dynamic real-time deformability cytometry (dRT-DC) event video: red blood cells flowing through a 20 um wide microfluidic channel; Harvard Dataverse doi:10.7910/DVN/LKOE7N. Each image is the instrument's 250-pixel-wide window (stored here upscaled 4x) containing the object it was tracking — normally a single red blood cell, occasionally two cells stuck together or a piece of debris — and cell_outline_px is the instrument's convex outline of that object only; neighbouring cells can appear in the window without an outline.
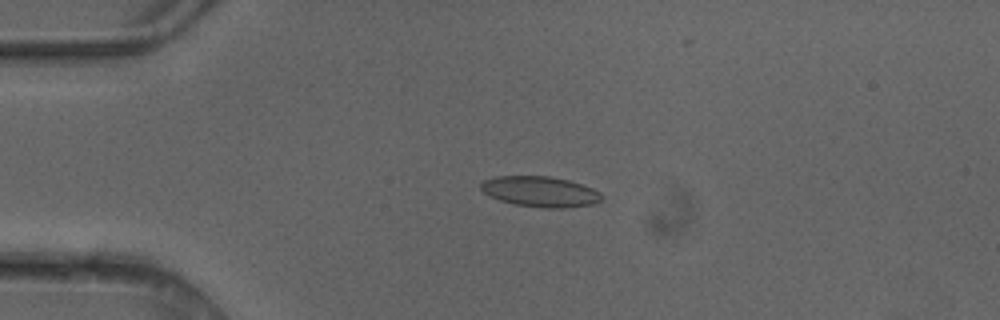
{"species": "common noctule bat (a hibernating species)", "species_latin": "Nyctalus noctula", "temperature_condition": "cold", "stored_images_in_passage": 4, "camera_frame_rate_fps": 3000, "um_per_image_px": 0.085, "animal": {"sex": "female"}, "frame": {"image": 1, "passage_image": 3, "time_ms": 0.667, "image_size_px": [1000, 320], "cell_outline_px": [[604, 196], [596, 204], [564, 208], [544, 208], [512, 204], [488, 196], [480, 188], [480, 184], [484, 180], [496, 176], [548, 176], [568, 180], [592, 188], [600, 192]], "centroid_in_image_um": [45.91, 16.3], "position_along_channel_um": 39.1, "area_um2": 21.62}}